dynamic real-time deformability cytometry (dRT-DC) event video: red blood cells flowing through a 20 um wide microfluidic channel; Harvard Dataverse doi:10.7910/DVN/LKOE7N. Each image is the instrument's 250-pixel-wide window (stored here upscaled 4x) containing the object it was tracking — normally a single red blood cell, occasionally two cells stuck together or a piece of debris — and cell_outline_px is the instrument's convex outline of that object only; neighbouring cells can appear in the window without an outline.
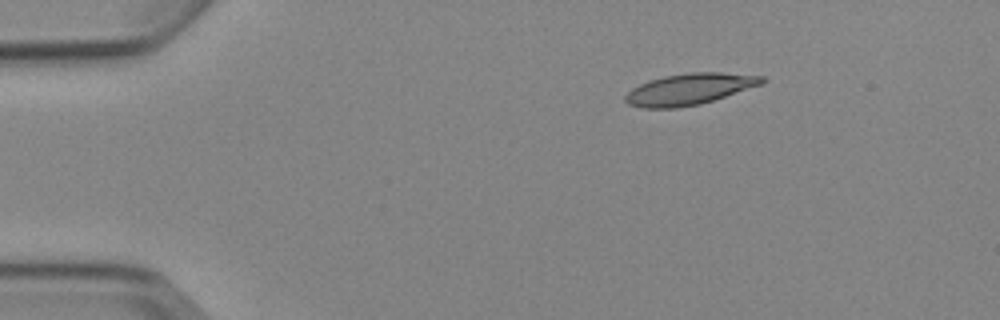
{"species": "Egyptian fruit bat (a non-hibernating species)", "species_latin": "Rousettus aegyptiacus", "temperature_condition": "cold", "stored_images_in_passage": 2, "camera_frame_rate_fps": 3000, "um_per_image_px": 0.085, "animal": {"sex": "female"}, "frame": {"image": 1, "passage_image": 2, "time_ms": 1.333, "image_size_px": [1000, 320], "cell_outline_px": [[764, 84], [700, 104], [676, 108], [640, 108], [628, 104], [624, 100], [624, 96], [632, 88], [648, 80], [664, 76], [688, 72], [720, 72], [764, 76]], "centroid_in_image_um": [58.58, 7.57], "position_along_channel_um": 26.4, "area_um2": 25.03}}